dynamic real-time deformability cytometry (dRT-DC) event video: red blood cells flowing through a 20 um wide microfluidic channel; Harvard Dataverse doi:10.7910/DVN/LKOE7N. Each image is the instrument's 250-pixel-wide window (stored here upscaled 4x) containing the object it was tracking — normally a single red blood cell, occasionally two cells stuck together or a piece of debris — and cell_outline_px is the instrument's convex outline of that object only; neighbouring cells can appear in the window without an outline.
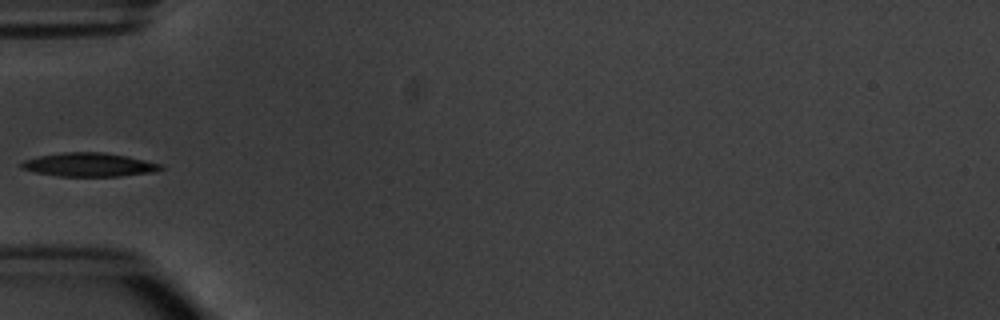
{"species": "common noctule bat (a hibernating species)", "species_latin": "Nyctalus noctula", "temperature_condition": "warm", "stored_images_in_passage": 4, "camera_frame_rate_fps": 3000, "um_per_image_px": 0.085, "animal": {"sex": "male", "body_mass_g": 20.1, "forearm_length_mm": 53.5}, "frame": {"image": 1, "passage_image": 4, "time_ms": 3.667, "image_size_px": [1000, 320], "cell_outline_px": [[164, 168], [156, 172], [120, 176], [56, 176], [36, 172], [20, 168], [20, 164], [24, 160], [40, 156], [64, 152], [104, 152], [128, 156], [160, 164]], "centroid_in_image_um": [7.59, 14.0], "position_along_channel_um": 77.4, "area_um2": 19.19}}